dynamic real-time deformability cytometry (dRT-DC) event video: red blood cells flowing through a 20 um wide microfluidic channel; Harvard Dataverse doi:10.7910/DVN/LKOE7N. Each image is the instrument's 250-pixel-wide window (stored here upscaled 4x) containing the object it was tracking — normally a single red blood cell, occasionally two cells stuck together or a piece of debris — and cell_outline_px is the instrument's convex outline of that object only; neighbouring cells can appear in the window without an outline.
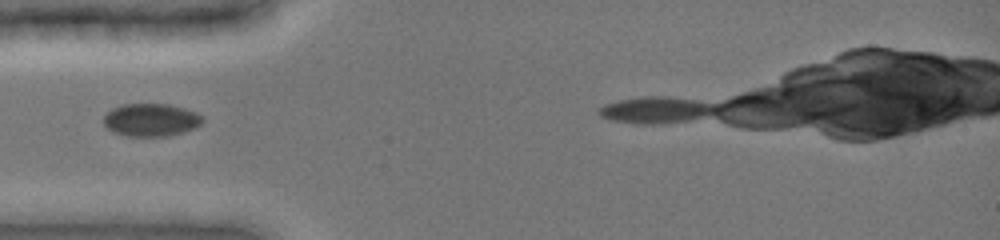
{"species": "common noctule bat (a hibernating species)", "species_latin": "Nyctalus noctula", "temperature_condition": "cold", "stored_images_in_passage": 13, "camera_frame_rate_fps": 3000, "um_per_image_px": 0.085, "animal": {"sex": "female", "body_mass_g": 19.0, "forearm_length_mm": 51.5}, "frame": {"image": 1, "passage_image": 1, "time_ms": 0.0, "image_size_px": [1000, 240], "cell_outline_px": [[204, 120], [196, 128], [184, 132], [168, 136], [128, 136], [112, 132], [104, 124], [104, 116], [112, 108], [124, 104], [168, 104], [184, 108], [196, 112], [204, 116]], "centroid_in_image_um": [12.87, 10.19], "position_along_channel_um": 72.1, "area_um2": 19.02}}
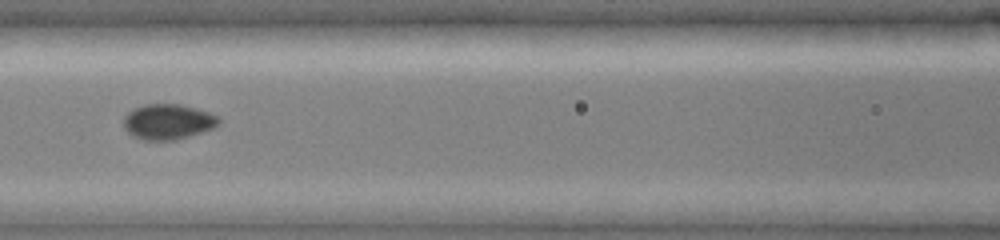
{"frame": {"image": 2, "passage_image": 9, "time_ms": 2.0, "image_size_px": [1000, 240], "cell_outline_px": [[220, 124], [212, 128], [176, 140], [144, 140], [132, 136], [124, 128], [124, 116], [132, 108], [144, 104], [180, 104], [208, 112], [220, 116]], "centroid_in_image_um": [14.26, 10.34], "position_along_channel_um": 152.3, "area_um2": 19.65}}
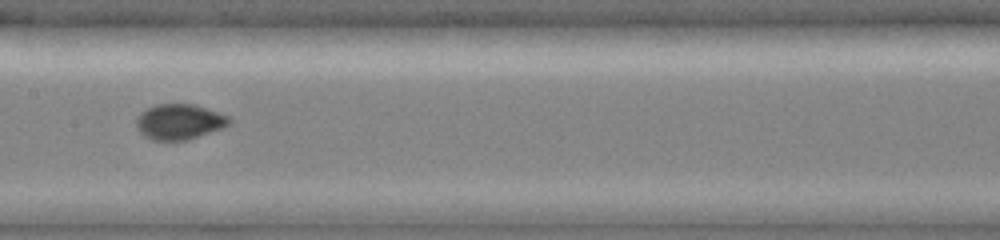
{"frame": {"image": 3, "passage_image": 12, "time_ms": 3.0, "image_size_px": [1000, 240], "cell_outline_px": [[232, 120], [224, 128], [188, 140], [152, 140], [144, 136], [136, 128], [136, 120], [140, 112], [156, 104], [192, 104], [228, 116]], "centroid_in_image_um": [15.22, 10.36], "position_along_channel_um": 192.2, "area_um2": 19.13}}